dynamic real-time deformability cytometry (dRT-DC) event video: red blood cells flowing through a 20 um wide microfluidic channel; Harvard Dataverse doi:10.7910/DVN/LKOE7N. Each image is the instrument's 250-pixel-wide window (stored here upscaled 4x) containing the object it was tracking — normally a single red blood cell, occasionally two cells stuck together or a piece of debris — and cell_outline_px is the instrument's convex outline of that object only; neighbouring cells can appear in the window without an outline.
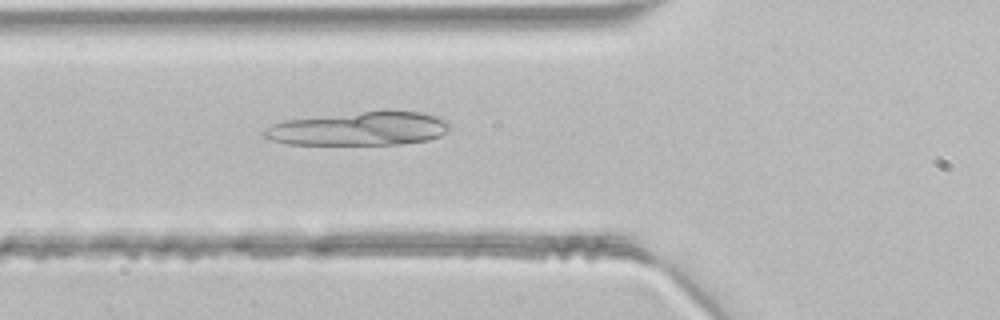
{"species": "common noctule bat (a hibernating species)", "species_latin": "Nyctalus noctula", "temperature_condition": "room temperature", "stored_images_in_passage": 47, "camera_frame_rate_fps": 3000, "um_per_image_px": 0.085, "animal": {"sex": "male", "body_mass_g": 21.5, "forearm_length_mm": 52.0}, "frame": {"image": 1, "passage_image": 16, "time_ms": 5.0, "image_size_px": [1000, 320], "cell_outline_px": [[448, 132], [440, 136], [428, 140], [400, 144], [288, 144], [268, 140], [260, 132], [264, 128], [272, 124], [284, 120], [384, 108], [420, 112], [436, 116], [448, 120]], "centroid_in_image_um": [30.52, 10.9], "position_along_channel_um": 95.3, "area_um2": 37.34}}
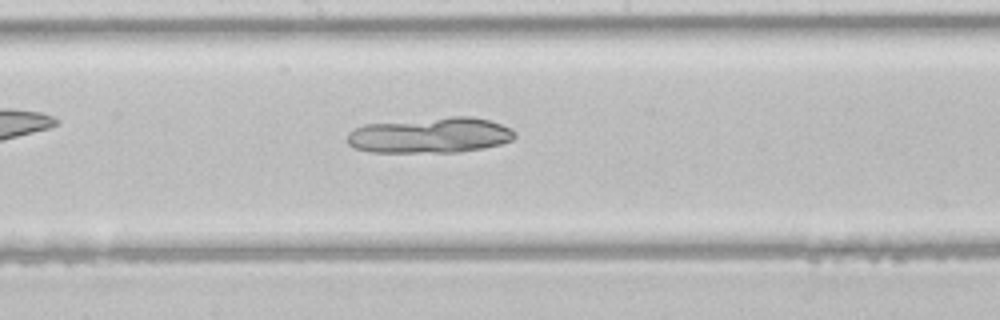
{"frame": {"image": 2, "passage_image": 24, "time_ms": 7.667, "image_size_px": [1000, 320], "cell_outline_px": [[516, 136], [512, 140], [500, 144], [484, 148], [460, 152], [372, 152], [356, 148], [348, 144], [348, 132], [364, 124], [452, 116], [472, 116], [488, 120], [512, 128], [516, 132]], "centroid_in_image_um": [36.6, 11.49], "position_along_channel_um": 211.6, "area_um2": 34.85}}
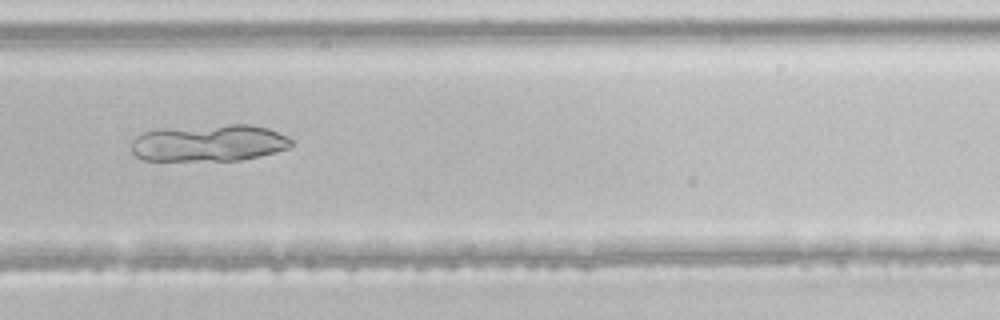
{"frame": {"image": 3, "passage_image": 31, "time_ms": 10.0, "image_size_px": [1000, 320], "cell_outline_px": [[292, 144], [288, 148], [276, 152], [260, 156], [240, 160], [144, 160], [136, 156], [132, 152], [132, 140], [136, 136], [144, 132], [160, 128], [228, 124], [248, 124], [268, 128], [288, 136], [292, 140]], "centroid_in_image_um": [17.77, 12.14], "position_along_channel_um": 312.0, "area_um2": 34.56}}